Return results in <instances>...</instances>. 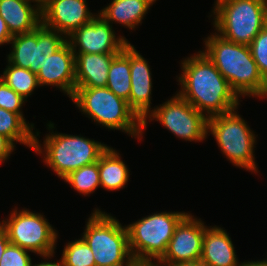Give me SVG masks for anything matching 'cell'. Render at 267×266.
Instances as JSON below:
<instances>
[{
  "label": "cell",
  "instance_id": "7",
  "mask_svg": "<svg viewBox=\"0 0 267 266\" xmlns=\"http://www.w3.org/2000/svg\"><path fill=\"white\" fill-rule=\"evenodd\" d=\"M214 31L222 38L250 45L267 24V0H223L213 4Z\"/></svg>",
  "mask_w": 267,
  "mask_h": 266
},
{
  "label": "cell",
  "instance_id": "13",
  "mask_svg": "<svg viewBox=\"0 0 267 266\" xmlns=\"http://www.w3.org/2000/svg\"><path fill=\"white\" fill-rule=\"evenodd\" d=\"M208 226L192 213L179 222L169 241L166 253L156 264H175L199 261L205 229Z\"/></svg>",
  "mask_w": 267,
  "mask_h": 266
},
{
  "label": "cell",
  "instance_id": "33",
  "mask_svg": "<svg viewBox=\"0 0 267 266\" xmlns=\"http://www.w3.org/2000/svg\"><path fill=\"white\" fill-rule=\"evenodd\" d=\"M10 244L6 231L0 226V259L6 250V247Z\"/></svg>",
  "mask_w": 267,
  "mask_h": 266
},
{
  "label": "cell",
  "instance_id": "11",
  "mask_svg": "<svg viewBox=\"0 0 267 266\" xmlns=\"http://www.w3.org/2000/svg\"><path fill=\"white\" fill-rule=\"evenodd\" d=\"M67 38L47 28L42 23L32 32L14 35L10 40V52L6 59L10 64L31 70L37 75L41 68L43 55H52Z\"/></svg>",
  "mask_w": 267,
  "mask_h": 266
},
{
  "label": "cell",
  "instance_id": "22",
  "mask_svg": "<svg viewBox=\"0 0 267 266\" xmlns=\"http://www.w3.org/2000/svg\"><path fill=\"white\" fill-rule=\"evenodd\" d=\"M106 87L116 96L129 101L131 93L130 42L112 60Z\"/></svg>",
  "mask_w": 267,
  "mask_h": 266
},
{
  "label": "cell",
  "instance_id": "35",
  "mask_svg": "<svg viewBox=\"0 0 267 266\" xmlns=\"http://www.w3.org/2000/svg\"><path fill=\"white\" fill-rule=\"evenodd\" d=\"M243 266H267V262L261 258L259 260H245Z\"/></svg>",
  "mask_w": 267,
  "mask_h": 266
},
{
  "label": "cell",
  "instance_id": "14",
  "mask_svg": "<svg viewBox=\"0 0 267 266\" xmlns=\"http://www.w3.org/2000/svg\"><path fill=\"white\" fill-rule=\"evenodd\" d=\"M87 0H48L41 10L42 24L66 38L98 13L91 12Z\"/></svg>",
  "mask_w": 267,
  "mask_h": 266
},
{
  "label": "cell",
  "instance_id": "28",
  "mask_svg": "<svg viewBox=\"0 0 267 266\" xmlns=\"http://www.w3.org/2000/svg\"><path fill=\"white\" fill-rule=\"evenodd\" d=\"M25 103L26 100L24 98H22L0 79L1 108L19 114L26 121L22 111V107L25 105Z\"/></svg>",
  "mask_w": 267,
  "mask_h": 266
},
{
  "label": "cell",
  "instance_id": "2",
  "mask_svg": "<svg viewBox=\"0 0 267 266\" xmlns=\"http://www.w3.org/2000/svg\"><path fill=\"white\" fill-rule=\"evenodd\" d=\"M202 50L228 81L238 97L267 99V81L260 74L248 45L238 44L210 33Z\"/></svg>",
  "mask_w": 267,
  "mask_h": 266
},
{
  "label": "cell",
  "instance_id": "4",
  "mask_svg": "<svg viewBox=\"0 0 267 266\" xmlns=\"http://www.w3.org/2000/svg\"><path fill=\"white\" fill-rule=\"evenodd\" d=\"M84 116L108 130H119L142 141L143 121L129 107L128 101L107 87L75 88L70 98Z\"/></svg>",
  "mask_w": 267,
  "mask_h": 266
},
{
  "label": "cell",
  "instance_id": "31",
  "mask_svg": "<svg viewBox=\"0 0 267 266\" xmlns=\"http://www.w3.org/2000/svg\"><path fill=\"white\" fill-rule=\"evenodd\" d=\"M12 35L9 32L4 19L0 16V46L9 45Z\"/></svg>",
  "mask_w": 267,
  "mask_h": 266
},
{
  "label": "cell",
  "instance_id": "23",
  "mask_svg": "<svg viewBox=\"0 0 267 266\" xmlns=\"http://www.w3.org/2000/svg\"><path fill=\"white\" fill-rule=\"evenodd\" d=\"M34 130V123H29L19 114L0 107V134L9 138L15 145L19 143L33 151Z\"/></svg>",
  "mask_w": 267,
  "mask_h": 266
},
{
  "label": "cell",
  "instance_id": "18",
  "mask_svg": "<svg viewBox=\"0 0 267 266\" xmlns=\"http://www.w3.org/2000/svg\"><path fill=\"white\" fill-rule=\"evenodd\" d=\"M75 54V88L106 87L109 66L117 54Z\"/></svg>",
  "mask_w": 267,
  "mask_h": 266
},
{
  "label": "cell",
  "instance_id": "32",
  "mask_svg": "<svg viewBox=\"0 0 267 266\" xmlns=\"http://www.w3.org/2000/svg\"><path fill=\"white\" fill-rule=\"evenodd\" d=\"M40 257H42V259H43L44 261H41V262H39V263H37V264L32 262L31 266H63V264H62V262H61V259L57 260L58 262H56L55 259H54V262H52L51 259H52L53 257H56V256H55V253L50 254V255L40 256ZM48 259H49V260H48ZM50 260H51V261H50Z\"/></svg>",
  "mask_w": 267,
  "mask_h": 266
},
{
  "label": "cell",
  "instance_id": "25",
  "mask_svg": "<svg viewBox=\"0 0 267 266\" xmlns=\"http://www.w3.org/2000/svg\"><path fill=\"white\" fill-rule=\"evenodd\" d=\"M81 196H90L101 188L98 161L70 172L63 180Z\"/></svg>",
  "mask_w": 267,
  "mask_h": 266
},
{
  "label": "cell",
  "instance_id": "24",
  "mask_svg": "<svg viewBox=\"0 0 267 266\" xmlns=\"http://www.w3.org/2000/svg\"><path fill=\"white\" fill-rule=\"evenodd\" d=\"M6 68L0 74V79L13 89L22 98L28 101V97L33 95L34 90L39 88L37 75L31 70L17 67L8 61Z\"/></svg>",
  "mask_w": 267,
  "mask_h": 266
},
{
  "label": "cell",
  "instance_id": "21",
  "mask_svg": "<svg viewBox=\"0 0 267 266\" xmlns=\"http://www.w3.org/2000/svg\"><path fill=\"white\" fill-rule=\"evenodd\" d=\"M101 188L106 191H118L127 187L130 170L119 151L108 147L98 160Z\"/></svg>",
  "mask_w": 267,
  "mask_h": 266
},
{
  "label": "cell",
  "instance_id": "29",
  "mask_svg": "<svg viewBox=\"0 0 267 266\" xmlns=\"http://www.w3.org/2000/svg\"><path fill=\"white\" fill-rule=\"evenodd\" d=\"M31 251L9 244L0 259V266H31Z\"/></svg>",
  "mask_w": 267,
  "mask_h": 266
},
{
  "label": "cell",
  "instance_id": "19",
  "mask_svg": "<svg viewBox=\"0 0 267 266\" xmlns=\"http://www.w3.org/2000/svg\"><path fill=\"white\" fill-rule=\"evenodd\" d=\"M0 16L12 36L32 32L42 23L41 10L27 0H0Z\"/></svg>",
  "mask_w": 267,
  "mask_h": 266
},
{
  "label": "cell",
  "instance_id": "20",
  "mask_svg": "<svg viewBox=\"0 0 267 266\" xmlns=\"http://www.w3.org/2000/svg\"><path fill=\"white\" fill-rule=\"evenodd\" d=\"M151 6L146 0H111L108 5L98 11V14L112 26L119 24L129 31H135L139 25H142Z\"/></svg>",
  "mask_w": 267,
  "mask_h": 266
},
{
  "label": "cell",
  "instance_id": "8",
  "mask_svg": "<svg viewBox=\"0 0 267 266\" xmlns=\"http://www.w3.org/2000/svg\"><path fill=\"white\" fill-rule=\"evenodd\" d=\"M238 108L208 118V136L213 135L218 148L232 165L258 174L255 161L257 136L248 122L239 114Z\"/></svg>",
  "mask_w": 267,
  "mask_h": 266
},
{
  "label": "cell",
  "instance_id": "16",
  "mask_svg": "<svg viewBox=\"0 0 267 266\" xmlns=\"http://www.w3.org/2000/svg\"><path fill=\"white\" fill-rule=\"evenodd\" d=\"M151 72L147 59L130 43L131 93L128 105L141 120L153 110Z\"/></svg>",
  "mask_w": 267,
  "mask_h": 266
},
{
  "label": "cell",
  "instance_id": "27",
  "mask_svg": "<svg viewBox=\"0 0 267 266\" xmlns=\"http://www.w3.org/2000/svg\"><path fill=\"white\" fill-rule=\"evenodd\" d=\"M249 47L260 74L267 81V24L253 39Z\"/></svg>",
  "mask_w": 267,
  "mask_h": 266
},
{
  "label": "cell",
  "instance_id": "9",
  "mask_svg": "<svg viewBox=\"0 0 267 266\" xmlns=\"http://www.w3.org/2000/svg\"><path fill=\"white\" fill-rule=\"evenodd\" d=\"M15 208L0 221L11 244L29 250L38 256L56 253L59 232L43 213L26 207ZM36 212V213H35Z\"/></svg>",
  "mask_w": 267,
  "mask_h": 266
},
{
  "label": "cell",
  "instance_id": "30",
  "mask_svg": "<svg viewBox=\"0 0 267 266\" xmlns=\"http://www.w3.org/2000/svg\"><path fill=\"white\" fill-rule=\"evenodd\" d=\"M16 145L7 137L0 134V164L8 162L9 156L15 152Z\"/></svg>",
  "mask_w": 267,
  "mask_h": 266
},
{
  "label": "cell",
  "instance_id": "37",
  "mask_svg": "<svg viewBox=\"0 0 267 266\" xmlns=\"http://www.w3.org/2000/svg\"><path fill=\"white\" fill-rule=\"evenodd\" d=\"M146 1H148V2L153 6V4H155V2H156L157 0H146Z\"/></svg>",
  "mask_w": 267,
  "mask_h": 266
},
{
  "label": "cell",
  "instance_id": "1",
  "mask_svg": "<svg viewBox=\"0 0 267 266\" xmlns=\"http://www.w3.org/2000/svg\"><path fill=\"white\" fill-rule=\"evenodd\" d=\"M181 73L176 75L177 94L207 118L238 108V95L206 54L199 50L181 60Z\"/></svg>",
  "mask_w": 267,
  "mask_h": 266
},
{
  "label": "cell",
  "instance_id": "12",
  "mask_svg": "<svg viewBox=\"0 0 267 266\" xmlns=\"http://www.w3.org/2000/svg\"><path fill=\"white\" fill-rule=\"evenodd\" d=\"M101 15L82 25L67 37L74 53L118 54L129 43L123 34H117Z\"/></svg>",
  "mask_w": 267,
  "mask_h": 266
},
{
  "label": "cell",
  "instance_id": "26",
  "mask_svg": "<svg viewBox=\"0 0 267 266\" xmlns=\"http://www.w3.org/2000/svg\"><path fill=\"white\" fill-rule=\"evenodd\" d=\"M60 259L63 266H96L92 250L81 237L64 245Z\"/></svg>",
  "mask_w": 267,
  "mask_h": 266
},
{
  "label": "cell",
  "instance_id": "6",
  "mask_svg": "<svg viewBox=\"0 0 267 266\" xmlns=\"http://www.w3.org/2000/svg\"><path fill=\"white\" fill-rule=\"evenodd\" d=\"M184 211L155 212L126 225L130 253L138 266H154L166 253Z\"/></svg>",
  "mask_w": 267,
  "mask_h": 266
},
{
  "label": "cell",
  "instance_id": "5",
  "mask_svg": "<svg viewBox=\"0 0 267 266\" xmlns=\"http://www.w3.org/2000/svg\"><path fill=\"white\" fill-rule=\"evenodd\" d=\"M81 238L93 253L96 266H138L129 249L128 231L114 215L94 208Z\"/></svg>",
  "mask_w": 267,
  "mask_h": 266
},
{
  "label": "cell",
  "instance_id": "10",
  "mask_svg": "<svg viewBox=\"0 0 267 266\" xmlns=\"http://www.w3.org/2000/svg\"><path fill=\"white\" fill-rule=\"evenodd\" d=\"M142 121L143 134L149 122L157 121L186 142H202L208 138V118L176 92L170 99L154 106Z\"/></svg>",
  "mask_w": 267,
  "mask_h": 266
},
{
  "label": "cell",
  "instance_id": "34",
  "mask_svg": "<svg viewBox=\"0 0 267 266\" xmlns=\"http://www.w3.org/2000/svg\"><path fill=\"white\" fill-rule=\"evenodd\" d=\"M154 266H206L201 260L195 262L175 263V264H155Z\"/></svg>",
  "mask_w": 267,
  "mask_h": 266
},
{
  "label": "cell",
  "instance_id": "17",
  "mask_svg": "<svg viewBox=\"0 0 267 266\" xmlns=\"http://www.w3.org/2000/svg\"><path fill=\"white\" fill-rule=\"evenodd\" d=\"M236 253L226 229L217 225L205 229L200 260L206 266H243Z\"/></svg>",
  "mask_w": 267,
  "mask_h": 266
},
{
  "label": "cell",
  "instance_id": "36",
  "mask_svg": "<svg viewBox=\"0 0 267 266\" xmlns=\"http://www.w3.org/2000/svg\"><path fill=\"white\" fill-rule=\"evenodd\" d=\"M27 1L36 5L40 10H42L48 3V0H27Z\"/></svg>",
  "mask_w": 267,
  "mask_h": 266
},
{
  "label": "cell",
  "instance_id": "15",
  "mask_svg": "<svg viewBox=\"0 0 267 266\" xmlns=\"http://www.w3.org/2000/svg\"><path fill=\"white\" fill-rule=\"evenodd\" d=\"M40 87H55L71 98L75 91V54L66 41L52 55H43L37 73Z\"/></svg>",
  "mask_w": 267,
  "mask_h": 266
},
{
  "label": "cell",
  "instance_id": "38",
  "mask_svg": "<svg viewBox=\"0 0 267 266\" xmlns=\"http://www.w3.org/2000/svg\"><path fill=\"white\" fill-rule=\"evenodd\" d=\"M218 1H223V0H215V1H214V4H216Z\"/></svg>",
  "mask_w": 267,
  "mask_h": 266
},
{
  "label": "cell",
  "instance_id": "3",
  "mask_svg": "<svg viewBox=\"0 0 267 266\" xmlns=\"http://www.w3.org/2000/svg\"><path fill=\"white\" fill-rule=\"evenodd\" d=\"M54 125L51 121L46 123L49 133L43 137V144L39 140L40 130H35L33 152L41 155L43 163L60 179L85 165L97 162L109 147L101 141L83 137L81 134L58 133L54 131L56 128Z\"/></svg>",
  "mask_w": 267,
  "mask_h": 266
}]
</instances>
